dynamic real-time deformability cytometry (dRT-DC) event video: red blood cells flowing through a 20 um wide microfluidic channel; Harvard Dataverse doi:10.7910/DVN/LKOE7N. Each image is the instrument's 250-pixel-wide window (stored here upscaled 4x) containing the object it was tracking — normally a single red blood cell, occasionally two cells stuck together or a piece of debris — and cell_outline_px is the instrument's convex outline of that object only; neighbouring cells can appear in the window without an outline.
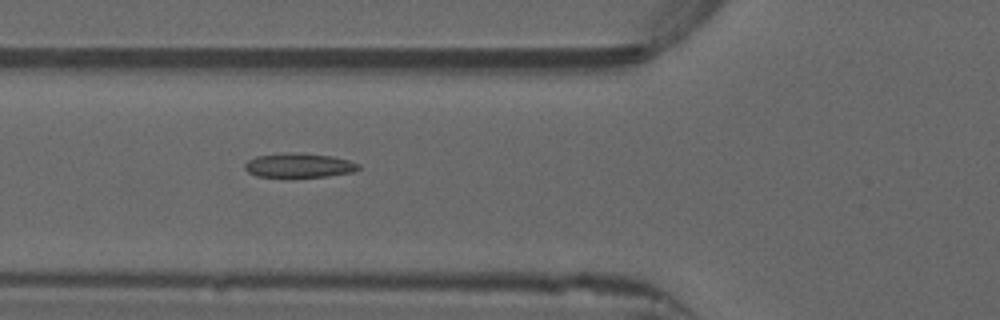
{"species": "common noctule bat (a hibernating species)", "species_latin": "Nyctalus noctula", "temperature_condition": "warm", "stored_images_in_passage": 39, "camera_frame_rate_fps": 3000, "um_per_image_px": 0.085, "animal": {"sex": "male", "forearm_length_mm": 52.5}, "frame": {"image": 1, "passage_image": 6, "time_ms": 1.667, "image_size_px": [1000, 320], "cell_outline_px": [[360, 168], [352, 172], [328, 176], [292, 180], [256, 176], [248, 172], [244, 168], [244, 164], [248, 160], [256, 156], [284, 152], [332, 156], [348, 160], [360, 164]], "centroid_in_image_um": [25.36, 14.11], "position_along_channel_um": 100.4, "area_um2": 16.88}}
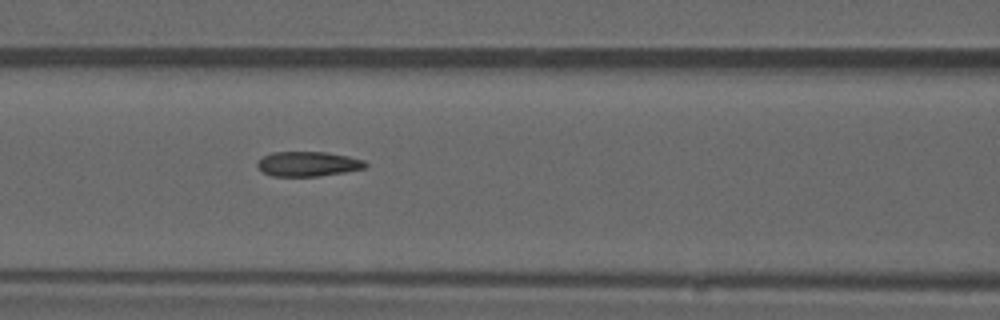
{"frame": {"image": 2, "passage_image": 9, "time_ms": 2.667, "image_size_px": [1000, 320], "cell_outline_px": [[368, 164], [364, 168], [344, 172], [320, 176], [272, 176], [256, 168], [256, 164], [264, 156], [272, 152], [328, 152], [348, 156], [364, 160]], "centroid_in_image_um": [26.17, 13.93], "position_along_channel_um": 140.4, "area_um2": 15.61}}
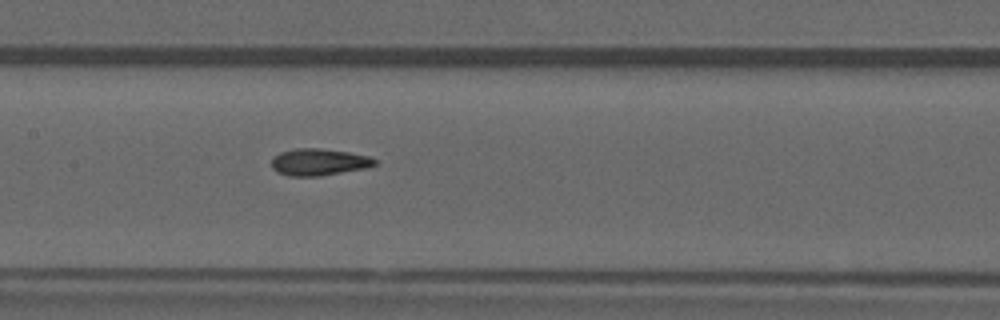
{"frame": {"image": 3, "passage_image": 12, "time_ms": 3.667, "image_size_px": [1000, 320], "cell_outline_px": [[376, 164], [364, 168], [320, 176], [288, 176], [276, 172], [272, 168], [272, 156], [280, 152], [296, 148], [320, 148], [348, 152], [368, 156], [376, 160]], "centroid_in_image_um": [27.04, 13.77], "position_along_channel_um": 180.4, "area_um2": 16.13}}